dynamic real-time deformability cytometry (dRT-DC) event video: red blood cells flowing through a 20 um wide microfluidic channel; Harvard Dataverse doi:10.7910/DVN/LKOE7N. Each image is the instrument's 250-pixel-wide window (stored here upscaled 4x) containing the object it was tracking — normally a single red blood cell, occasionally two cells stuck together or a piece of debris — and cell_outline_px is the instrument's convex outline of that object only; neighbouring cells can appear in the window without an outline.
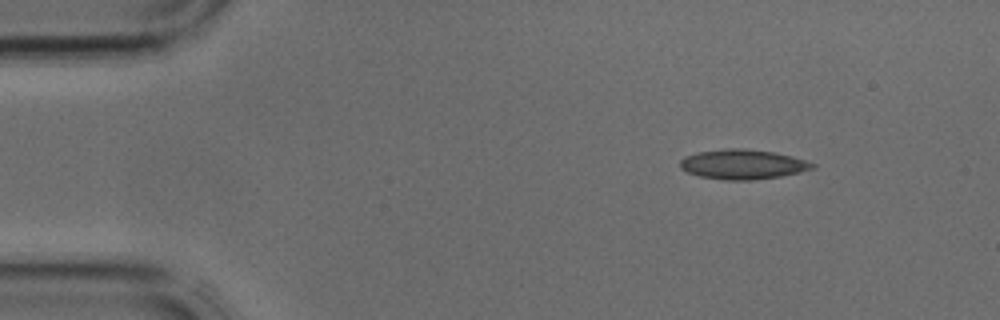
{"species": "common noctule bat (a hibernating species)", "species_latin": "Nyctalus noctula", "temperature_condition": "cold", "stored_images_in_passage": 4, "camera_frame_rate_fps": 3000, "um_per_image_px": 0.085, "animal": {"sex": "male", "body_mass_g": 17.9, "forearm_length_mm": 54.2}, "frame": {"image": 1, "passage_image": 1, "time_ms": 0.0, "image_size_px": [1000, 320], "cell_outline_px": [[816, 168], [800, 172], [780, 176], [752, 180], [724, 180], [700, 176], [688, 172], [680, 168], [680, 160], [684, 156], [700, 152], [728, 148], [744, 148], [772, 152], [792, 156], [816, 164]], "centroid_in_image_um": [63.14, 13.97], "position_along_channel_um": 21.9, "area_um2": 22.83}}